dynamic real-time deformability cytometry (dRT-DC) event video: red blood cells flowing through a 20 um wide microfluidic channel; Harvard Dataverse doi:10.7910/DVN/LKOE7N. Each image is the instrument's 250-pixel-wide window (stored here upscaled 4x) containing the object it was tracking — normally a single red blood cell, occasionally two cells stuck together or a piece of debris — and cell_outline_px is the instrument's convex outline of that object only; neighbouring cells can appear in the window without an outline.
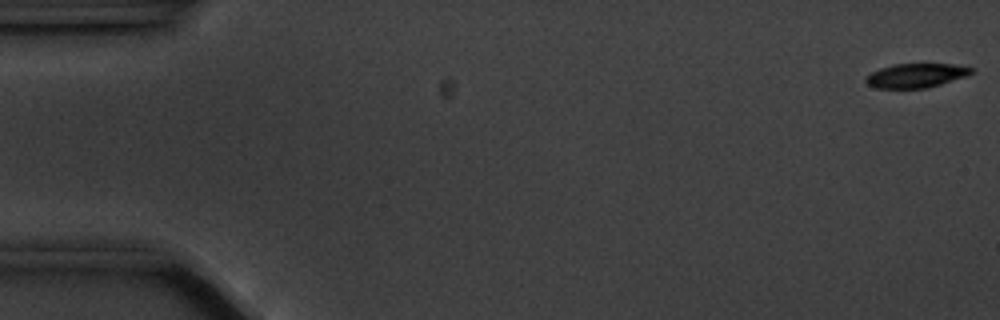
{"species": "common noctule bat (a hibernating species)", "species_latin": "Nyctalus noctula", "temperature_condition": "cold", "stored_images_in_passage": 17, "camera_frame_rate_fps": 3000, "um_per_image_px": 0.085, "animal": {"sex": "male", "body_mass_g": 20.1, "forearm_length_mm": 53.5}, "frame": {"image": 1, "passage_image": 1, "time_ms": 0.0, "image_size_px": [1000, 320], "cell_outline_px": [[976, 68], [972, 72], [964, 76], [928, 88], [876, 88], [868, 84], [864, 80], [872, 72], [880, 68], [892, 64], [952, 64]], "centroid_in_image_um": [77.85, 6.41], "position_along_channel_um": 7.2, "area_um2": 14.68}}